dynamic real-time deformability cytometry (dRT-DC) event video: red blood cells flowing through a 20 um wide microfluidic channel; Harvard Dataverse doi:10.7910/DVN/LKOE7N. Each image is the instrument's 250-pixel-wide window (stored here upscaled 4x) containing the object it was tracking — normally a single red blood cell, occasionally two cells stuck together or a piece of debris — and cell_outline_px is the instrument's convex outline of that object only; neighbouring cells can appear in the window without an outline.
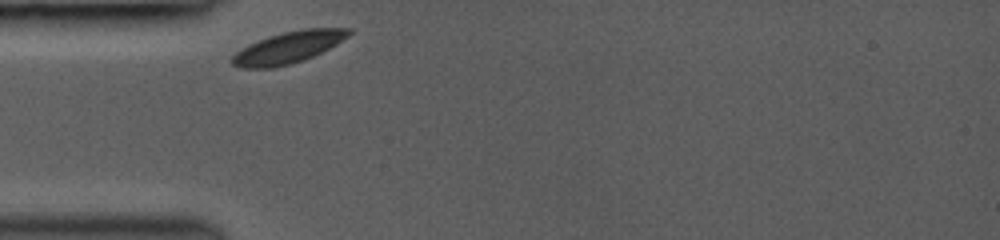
{"species": "common noctule bat (a hibernating species)", "species_latin": "Nyctalus noctula", "temperature_condition": "room temperature", "stored_images_in_passage": 6, "camera_frame_rate_fps": 3000, "um_per_image_px": 0.085, "animal": {"sex": "female", "body_mass_g": 19.0, "forearm_length_mm": 53.3}, "frame": {"image": 1, "passage_image": 1, "time_ms": 0.0, "image_size_px": [1000, 240], "cell_outline_px": [[352, 32], [348, 36], [336, 44], [304, 60], [272, 68], [240, 68], [232, 64], [232, 56], [236, 52], [248, 44], [268, 36], [284, 32], [304, 28], [352, 28]], "centroid_in_image_um": [24.49, 4.02], "position_along_channel_um": 60.5, "area_um2": 21.33}}
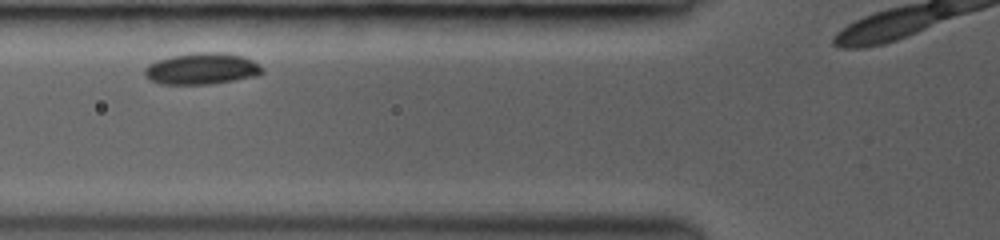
{"frame": {"image": 2, "passage_image": 4, "time_ms": 1.333, "image_size_px": [1000, 240], "cell_outline_px": [[264, 72], [256, 76], [236, 80], [212, 84], [160, 84], [148, 80], [144, 76], [144, 68], [148, 64], [156, 60], [172, 56], [196, 52], [220, 52], [240, 56], [252, 60], [260, 64], [264, 68]], "centroid_in_image_um": [17.13, 5.85], "position_along_channel_um": 108.7, "area_um2": 21.79}}